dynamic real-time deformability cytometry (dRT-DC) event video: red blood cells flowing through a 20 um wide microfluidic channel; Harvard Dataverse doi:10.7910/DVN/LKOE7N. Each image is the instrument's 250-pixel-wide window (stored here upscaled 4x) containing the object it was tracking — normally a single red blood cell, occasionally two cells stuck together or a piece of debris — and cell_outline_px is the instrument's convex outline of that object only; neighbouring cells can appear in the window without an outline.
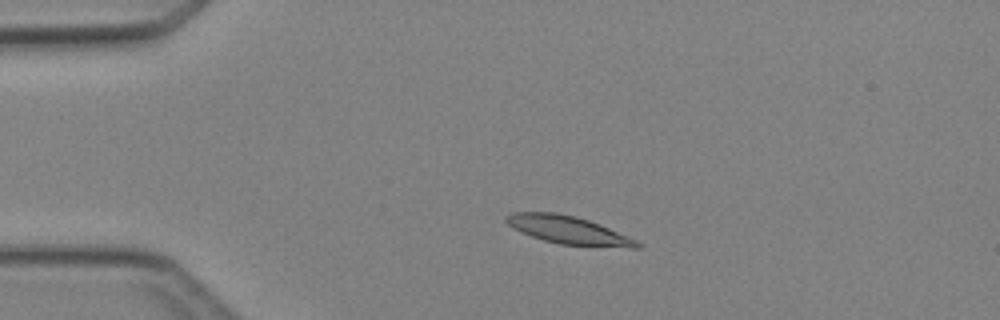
{"species": "Egyptian fruit bat (a non-hibernating species)", "species_latin": "Rousettus aegyptiacus", "temperature_condition": "cold", "stored_images_in_passage": 2, "camera_frame_rate_fps": 3000, "um_per_image_px": 0.085, "animal": {"sex": "female"}, "frame": {"image": 1, "passage_image": 1, "time_ms": 0.0, "image_size_px": [1000, 320], "cell_outline_px": [[644, 244], [640, 248], [632, 248], [560, 244], [544, 240], [532, 236], [512, 228], [504, 220], [504, 216], [512, 212], [556, 212], [576, 216], [600, 224], [636, 240]], "centroid_in_image_um": [48.3, 19.55], "position_along_channel_um": 36.7, "area_um2": 21.33}}